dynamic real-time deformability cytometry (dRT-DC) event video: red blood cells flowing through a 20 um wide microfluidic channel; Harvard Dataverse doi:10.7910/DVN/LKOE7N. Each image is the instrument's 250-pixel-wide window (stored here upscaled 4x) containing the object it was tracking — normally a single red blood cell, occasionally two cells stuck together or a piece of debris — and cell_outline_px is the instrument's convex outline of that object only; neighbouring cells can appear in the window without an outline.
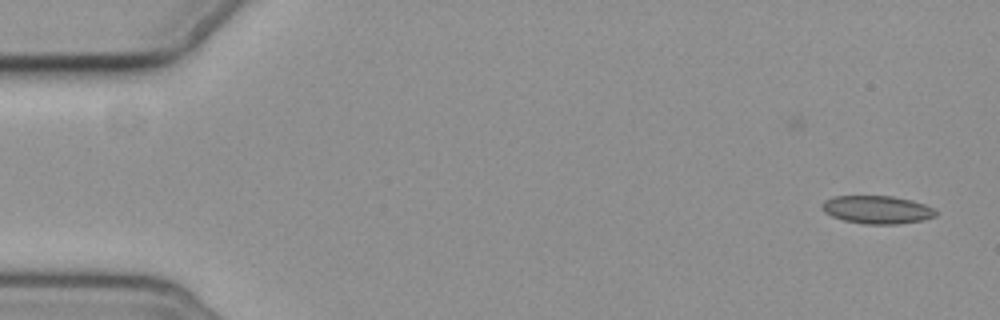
{"species": "common noctule bat (a hibernating species)", "species_latin": "Nyctalus noctula", "temperature_condition": "cold", "stored_images_in_passage": 2, "camera_frame_rate_fps": 3000, "um_per_image_px": 0.085, "animal": {"sex": "female", "body_mass_g": 19.3, "forearm_length_mm": 54.1}, "frame": {"image": 1, "passage_image": 2, "time_ms": 1.0, "image_size_px": [1000, 320], "cell_outline_px": [[936, 216], [920, 220], [896, 224], [864, 224], [844, 220], [832, 216], [824, 212], [820, 208], [820, 204], [824, 200], [832, 196], [892, 196], [912, 200], [924, 204], [932, 208], [936, 212]], "centroid_in_image_um": [74.49, 17.81], "position_along_channel_um": 10.5, "area_um2": 18.55}}